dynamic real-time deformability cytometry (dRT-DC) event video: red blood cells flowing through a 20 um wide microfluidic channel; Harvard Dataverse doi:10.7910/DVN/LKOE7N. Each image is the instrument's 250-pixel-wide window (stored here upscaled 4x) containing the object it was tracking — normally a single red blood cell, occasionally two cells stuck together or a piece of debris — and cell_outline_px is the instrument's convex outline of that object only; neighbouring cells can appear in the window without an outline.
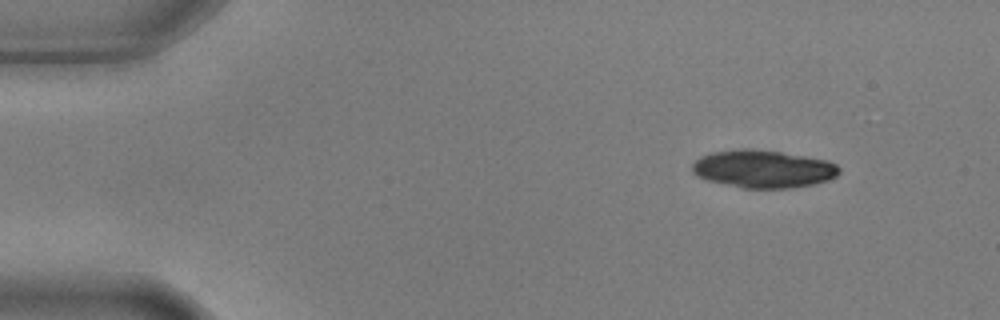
{"species": "common noctule bat (a hibernating species)", "species_latin": "Nyctalus noctula", "temperature_condition": "warm", "stored_images_in_passage": 3, "camera_frame_rate_fps": 3000, "um_per_image_px": 0.085, "animal": {"sex": "male", "body_mass_g": 17.9, "forearm_length_mm": 54.2}, "frame": {"image": 1, "passage_image": 1, "time_ms": 0.0, "image_size_px": [1000, 320], "cell_outline_px": [[840, 172], [836, 176], [828, 180], [816, 184], [788, 188], [744, 188], [708, 180], [696, 176], [692, 172], [692, 164], [700, 156], [712, 152], [740, 148], [752, 148], [780, 152], [828, 160], [836, 164], [840, 168]], "centroid_in_image_um": [64.87, 14.35], "position_along_channel_um": 20.1, "area_um2": 32.43}}